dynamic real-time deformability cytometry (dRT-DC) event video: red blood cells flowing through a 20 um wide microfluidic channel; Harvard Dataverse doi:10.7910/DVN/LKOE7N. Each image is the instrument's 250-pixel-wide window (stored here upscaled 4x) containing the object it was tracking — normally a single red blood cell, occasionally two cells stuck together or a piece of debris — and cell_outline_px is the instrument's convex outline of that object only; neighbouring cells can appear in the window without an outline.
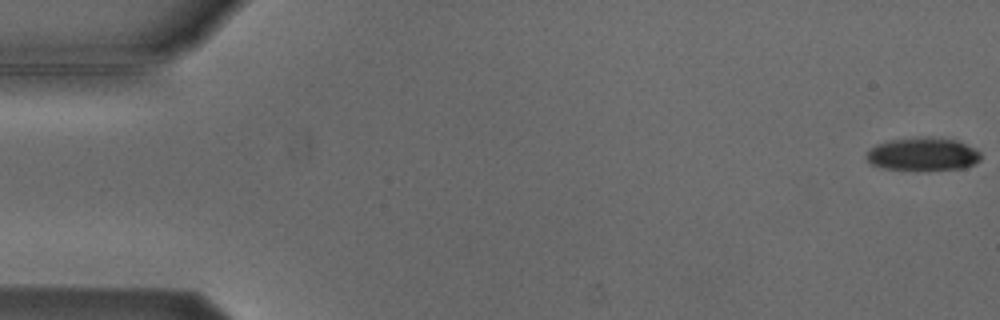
{"species": "Egyptian fruit bat (a non-hibernating species)", "species_latin": "Rousettus aegyptiacus", "temperature_condition": "cold", "stored_images_in_passage": 5, "camera_frame_rate_fps": 3000, "um_per_image_px": 0.085, "animal": {"sex": "male"}, "frame": {"image": 1, "passage_image": 1, "time_ms": 0.0, "image_size_px": [1000, 320], "cell_outline_px": [[980, 160], [964, 168], [924, 172], [916, 172], [884, 168], [872, 164], [868, 160], [868, 152], [876, 144], [892, 140], [928, 136], [932, 136], [956, 140], [980, 152]], "centroid_in_image_um": [78.46, 13.14], "position_along_channel_um": 6.5, "area_um2": 22.37}}
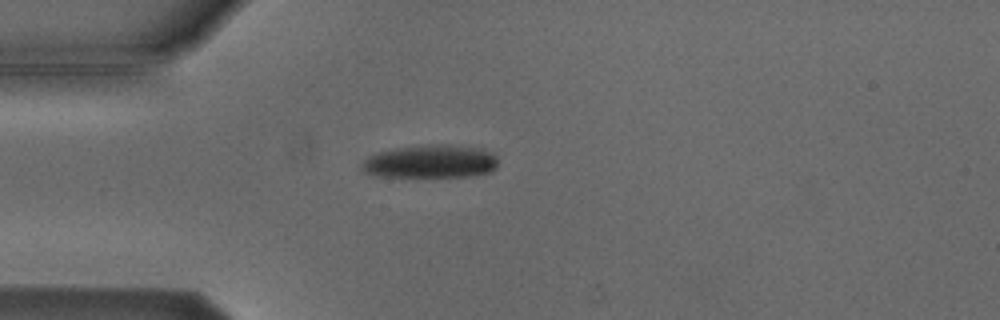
{"frame": {"image": 2, "passage_image": 5, "time_ms": 4.667, "image_size_px": [1000, 320], "cell_outline_px": [[496, 168], [492, 172], [468, 176], [376, 176], [364, 172], [360, 168], [360, 164], [368, 156], [376, 152], [396, 148], [440, 144], [448, 144], [484, 148], [492, 152], [496, 156]], "centroid_in_image_um": [36.6, 13.72], "position_along_channel_um": 48.4, "area_um2": 26.41}}